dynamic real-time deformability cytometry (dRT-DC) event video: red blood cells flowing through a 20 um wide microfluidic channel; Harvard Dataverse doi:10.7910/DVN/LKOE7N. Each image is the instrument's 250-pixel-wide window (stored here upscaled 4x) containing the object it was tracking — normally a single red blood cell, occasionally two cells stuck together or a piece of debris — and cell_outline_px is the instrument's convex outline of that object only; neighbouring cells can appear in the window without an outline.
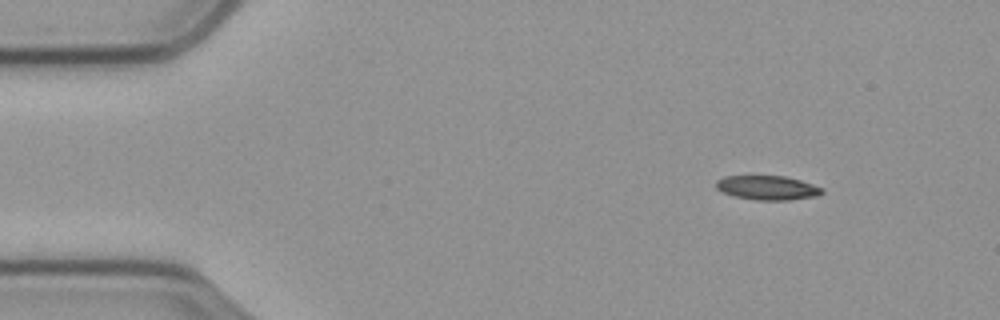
{"species": "common noctule bat (a hibernating species)", "species_latin": "Nyctalus noctula", "temperature_condition": "cold", "stored_images_in_passage": 53, "segment_of_instrument_passage": [1, 2], "camera_frame_rate_fps": 3000, "um_per_image_px": 0.085, "animal": {"sex": "male", "body_mass_g": 23.1, "forearm_length_mm": 52.7}, "frame": {"image": 1, "passage_image": 1, "time_ms": 0.0, "image_size_px": [1000, 320], "cell_outline_px": [[824, 192], [816, 196], [788, 200], [756, 200], [736, 196], [724, 192], [716, 188], [716, 180], [724, 176], [784, 176], [800, 180], [824, 188]], "centroid_in_image_um": [65.25, 15.95], "position_along_channel_um": 19.8, "area_um2": 14.85}}
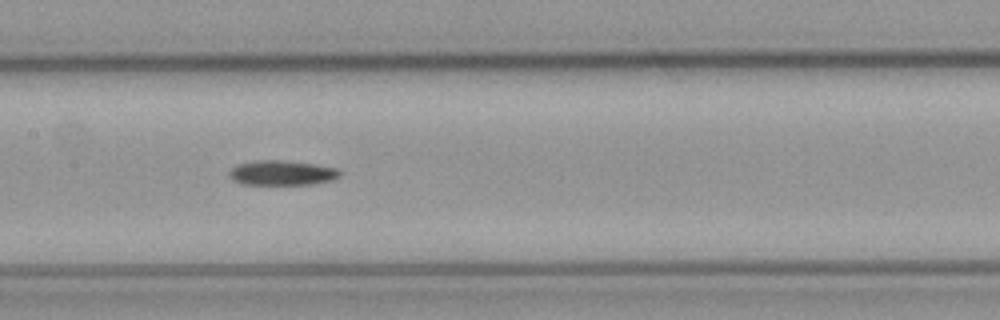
{"frame": {"image": 2, "passage_image": 22, "time_ms": 7.0, "image_size_px": [1000, 320], "cell_outline_px": [[340, 176], [332, 180], [312, 184], [244, 184], [232, 180], [228, 176], [228, 172], [236, 164], [256, 160], [280, 160], [316, 164], [336, 168], [340, 172]], "centroid_in_image_um": [23.93, 14.69], "position_along_channel_um": 183.5, "area_um2": 16.01}}
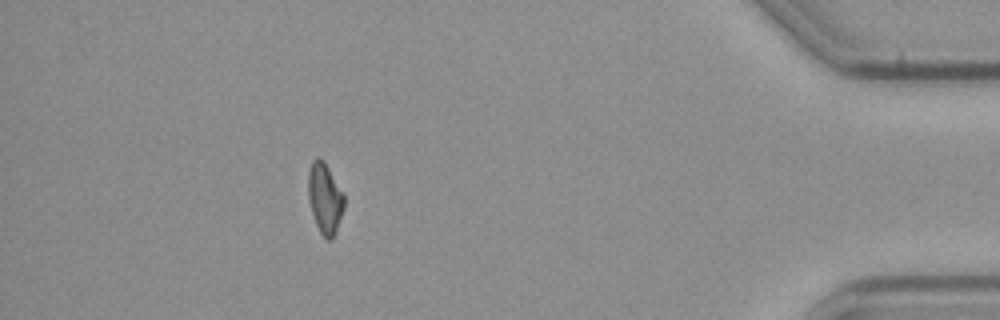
{"frame": {"image": 3, "passage_image": 46, "time_ms": 15.0, "image_size_px": [1000, 320], "cell_outline_px": [[344, 208], [332, 240], [328, 240], [320, 232], [316, 224], [312, 212], [308, 196], [308, 172], [312, 160], [316, 156], [320, 156], [324, 160], [344, 192]], "centroid_in_image_um": [27.62, 16.79], "position_along_channel_um": 407.6, "area_um2": 14.91}}